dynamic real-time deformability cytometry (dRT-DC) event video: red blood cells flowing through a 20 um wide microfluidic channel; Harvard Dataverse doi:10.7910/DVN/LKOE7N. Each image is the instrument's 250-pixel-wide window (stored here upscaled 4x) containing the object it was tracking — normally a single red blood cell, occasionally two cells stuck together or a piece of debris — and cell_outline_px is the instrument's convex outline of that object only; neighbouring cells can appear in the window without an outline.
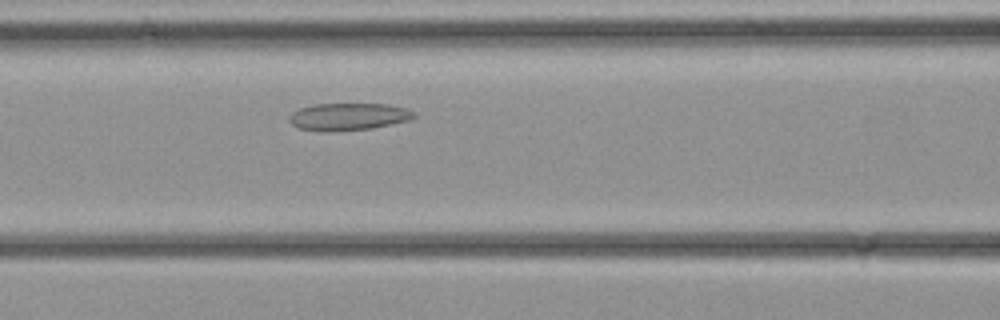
{"species": "common noctule bat (a hibernating species)", "species_latin": "Nyctalus noctula", "temperature_condition": "cold", "stored_images_in_passage": 25, "camera_frame_rate_fps": 3000, "um_per_image_px": 0.085, "animal": {"sex": "female", "body_mass_g": 21.9}, "frame": {"image": 1, "passage_image": 7, "time_ms": 2.0, "image_size_px": [1000, 320], "cell_outline_px": [[416, 116], [408, 120], [372, 128], [328, 132], [300, 128], [292, 124], [288, 120], [288, 116], [292, 112], [300, 108], [316, 104], [388, 104], [404, 108], [416, 112]], "centroid_in_image_um": [29.59, 9.91], "position_along_channel_um": 137.0, "area_um2": 19.71}}
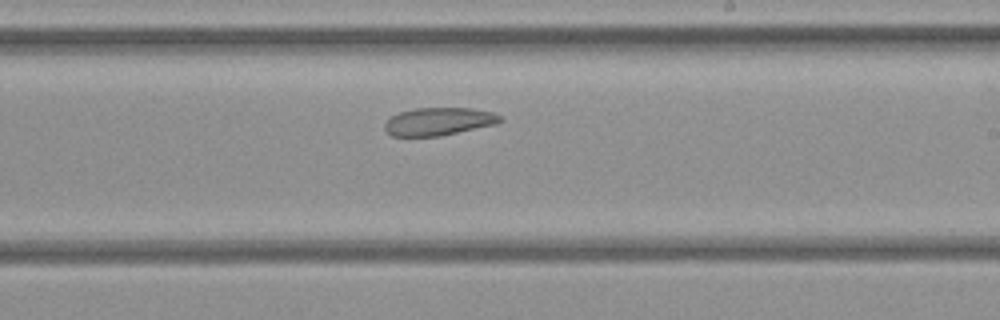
{"frame": {"image": 2, "passage_image": 13, "time_ms": 4.0, "image_size_px": [1000, 320], "cell_outline_px": [[504, 120], [496, 124], [440, 136], [392, 136], [384, 128], [384, 124], [392, 116], [400, 112], [416, 108], [468, 108], [492, 112], [504, 116]], "centroid_in_image_um": [37.33, 10.32], "position_along_channel_um": 251.7, "area_um2": 18.67}}
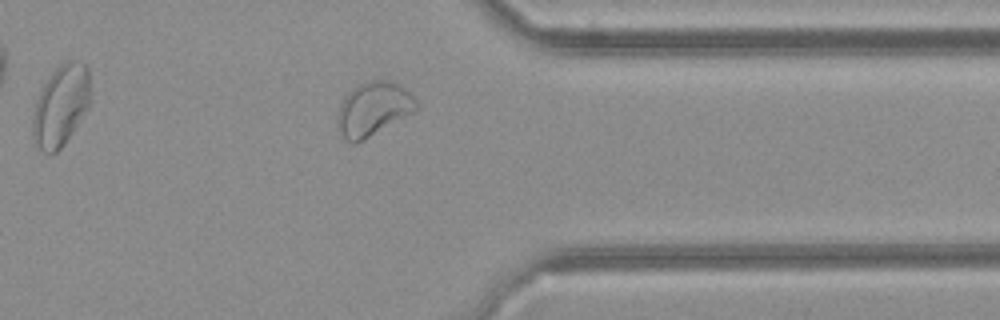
{"frame": {"image": 3, "passage_image": 20, "time_ms": 6.333, "image_size_px": [1000, 320], "cell_outline_px": [[420, 108], [356, 144], [352, 144], [344, 140], [336, 128], [336, 116], [340, 104], [344, 96], [352, 88], [360, 84], [372, 80], [388, 80], [404, 88], [420, 104]], "centroid_in_image_um": [31.67, 9.29], "position_along_channel_um": 379.7, "area_um2": 24.85}}